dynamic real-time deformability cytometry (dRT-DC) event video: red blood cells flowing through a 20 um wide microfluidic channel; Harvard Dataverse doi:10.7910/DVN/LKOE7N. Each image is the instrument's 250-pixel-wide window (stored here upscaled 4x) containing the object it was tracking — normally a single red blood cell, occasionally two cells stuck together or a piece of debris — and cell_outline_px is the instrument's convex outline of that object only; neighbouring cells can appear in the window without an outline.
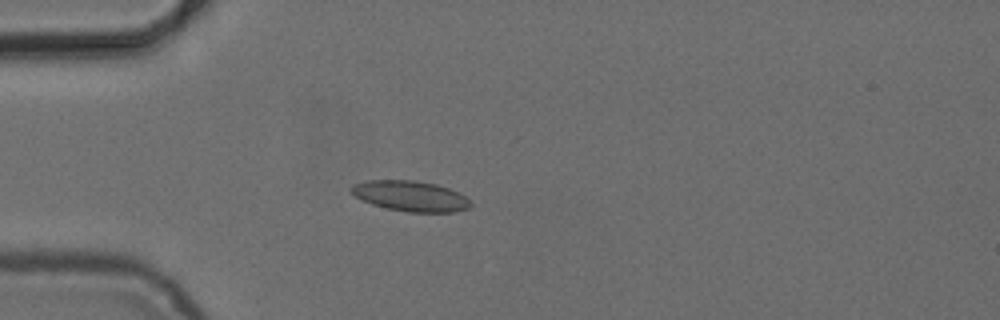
{"species": "common noctule bat (a hibernating species)", "species_latin": "Nyctalus noctula", "temperature_condition": "cold", "stored_images_in_passage": 5, "camera_frame_rate_fps": 3000, "um_per_image_px": 0.085, "animal": {"sex": "female", "body_mass_g": 24.6, "forearm_length_mm": 56.2}, "frame": {"image": 1, "passage_image": 5, "time_ms": 4.667, "image_size_px": [1000, 320], "cell_outline_px": [[472, 204], [468, 208], [452, 212], [408, 212], [388, 208], [372, 204], [356, 196], [348, 188], [356, 184], [368, 180], [412, 180], [436, 184], [448, 188], [472, 200]], "centroid_in_image_um": [34.91, 16.66], "position_along_channel_um": 50.1, "area_um2": 20.92}}